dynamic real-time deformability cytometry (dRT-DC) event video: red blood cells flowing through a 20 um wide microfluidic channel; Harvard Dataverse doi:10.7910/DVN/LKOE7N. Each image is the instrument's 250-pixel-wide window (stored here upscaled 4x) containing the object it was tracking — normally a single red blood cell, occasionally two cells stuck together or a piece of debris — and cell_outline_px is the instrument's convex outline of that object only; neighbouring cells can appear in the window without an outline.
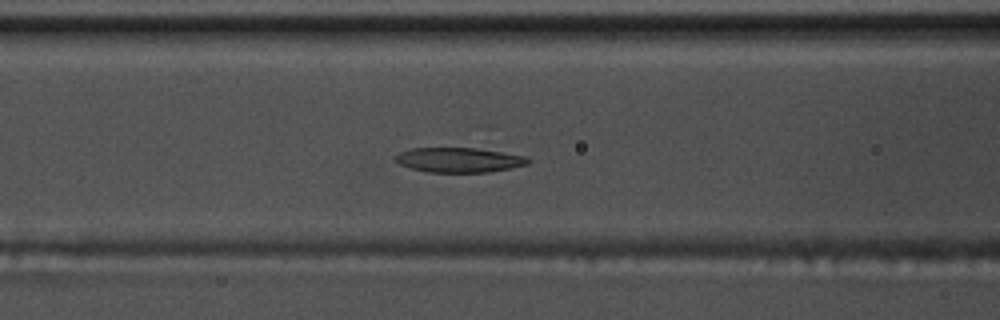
{"species": "common noctule bat (a hibernating species)", "species_latin": "Nyctalus noctula", "temperature_condition": "warm", "stored_images_in_passage": 58, "camera_frame_rate_fps": 3000, "um_per_image_px": 0.085, "animal": {"sex": "male", "body_mass_g": 17.5, "forearm_length_mm": 52.3}, "frame": {"image": 1, "passage_image": 24, "time_ms": 7.667, "image_size_px": [1000, 320], "cell_outline_px": [[532, 160], [528, 164], [488, 172], [428, 172], [412, 168], [400, 164], [396, 160], [396, 156], [400, 152], [412, 148], [476, 148], [524, 156]], "centroid_in_image_um": [39.02, 13.59], "position_along_channel_um": 127.6, "area_um2": 18.79}}
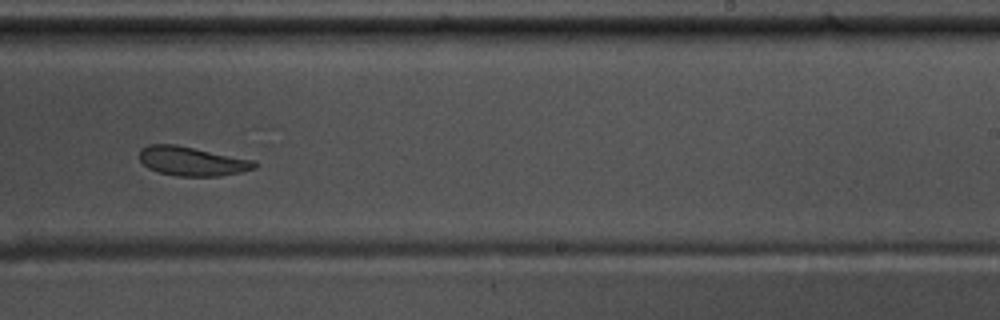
{"frame": {"image": 2, "passage_image": 36, "time_ms": 11.667, "image_size_px": [1000, 320], "cell_outline_px": [[256, 168], [240, 172], [220, 176], [176, 176], [160, 172], [148, 168], [140, 160], [140, 148], [148, 144], [176, 144], [256, 160]], "centroid_in_image_um": [16.33, 13.69], "position_along_channel_um": 272.7, "area_um2": 19.65}}
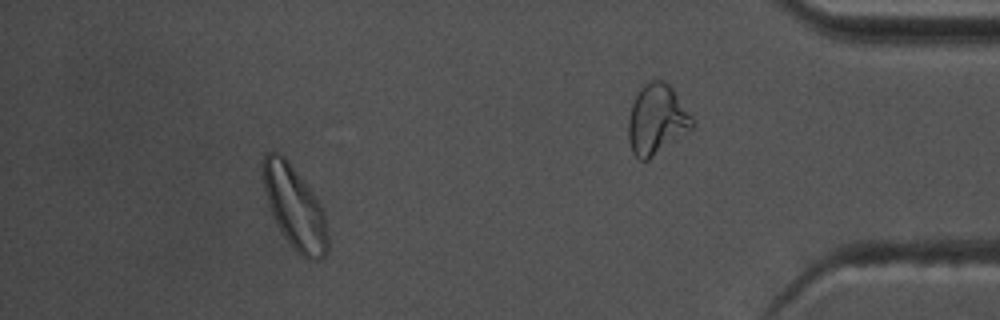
{"frame": {"image": 3, "passage_image": 52, "time_ms": 17.0, "image_size_px": [1000, 320], "cell_outline_px": [[328, 252], [324, 256], [316, 260], [308, 260], [300, 256], [292, 248], [284, 236], [272, 212], [264, 188], [264, 156], [268, 152], [280, 152], [288, 160], [312, 192], [320, 204], [324, 212], [328, 236]], "centroid_in_image_um": [25.09, 17.68], "position_along_channel_um": 410.1, "area_um2": 30.63}, "authors_computed_cell_mechanics": {"area_um2": 21.386, "velocity_mm_per_s": 3.6396, "shape_relaxation_time_tau1_ms": 5.4888, "shape_relaxation_time_tau2_ms": 6.6145, "deformation_change_tau1": 0.1441, "deformation_change_tau2": 0.14}}